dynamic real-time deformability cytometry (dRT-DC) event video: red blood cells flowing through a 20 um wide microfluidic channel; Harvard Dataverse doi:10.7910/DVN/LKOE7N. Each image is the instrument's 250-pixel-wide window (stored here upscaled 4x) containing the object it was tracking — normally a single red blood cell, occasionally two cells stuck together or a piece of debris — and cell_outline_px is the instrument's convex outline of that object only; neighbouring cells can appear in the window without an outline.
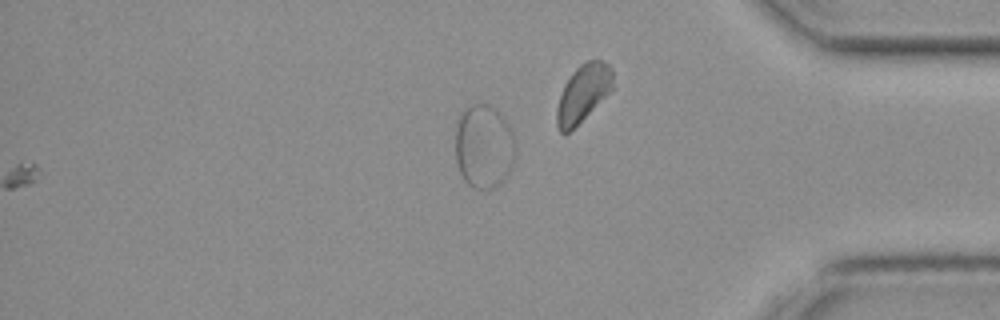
{"species": "common noctule bat (a hibernating species)", "species_latin": "Nyctalus noctula", "temperature_condition": "cold", "stored_images_in_passage": 34, "camera_frame_rate_fps": 3000, "um_per_image_px": 0.085, "animal": {"sex": "female", "body_mass_g": 19.3, "forearm_length_mm": 54.1}, "frame": {"image": 1, "passage_image": 34, "time_ms": 11.0, "image_size_px": [1000, 320], "cell_outline_px": [[516, 156], [512, 168], [492, 188], [472, 188], [464, 180], [460, 172], [456, 160], [456, 128], [460, 116], [472, 104], [488, 104], [500, 112], [512, 128], [516, 140]], "centroid_in_image_um": [41.17, 12.43], "position_along_channel_um": 394.0, "area_um2": 29.36}}